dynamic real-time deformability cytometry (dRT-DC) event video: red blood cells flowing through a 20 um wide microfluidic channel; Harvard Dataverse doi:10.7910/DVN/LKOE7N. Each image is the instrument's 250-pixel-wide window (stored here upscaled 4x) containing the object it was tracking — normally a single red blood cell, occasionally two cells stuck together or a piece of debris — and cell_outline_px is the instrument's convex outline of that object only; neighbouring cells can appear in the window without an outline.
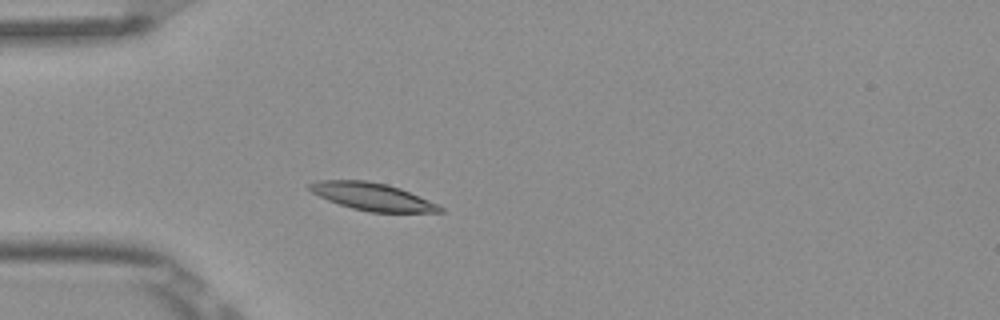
{"species": "Egyptian fruit bat (a non-hibernating species)", "species_latin": "Rousettus aegyptiacus", "temperature_condition": "room temperature", "stored_images_in_passage": 1, "camera_frame_rate_fps": 3000, "um_per_image_px": 0.085, "frame": {"image": 1, "passage_image": 1, "time_ms": 0.0, "image_size_px": [1000, 320], "cell_outline_px": [[444, 212], [372, 212], [352, 208], [328, 200], [312, 192], [308, 188], [308, 184], [316, 180], [368, 180], [388, 184], [400, 188], [436, 204], [444, 208]], "centroid_in_image_um": [31.62, 16.7], "position_along_channel_um": 53.4, "area_um2": 20.69}}